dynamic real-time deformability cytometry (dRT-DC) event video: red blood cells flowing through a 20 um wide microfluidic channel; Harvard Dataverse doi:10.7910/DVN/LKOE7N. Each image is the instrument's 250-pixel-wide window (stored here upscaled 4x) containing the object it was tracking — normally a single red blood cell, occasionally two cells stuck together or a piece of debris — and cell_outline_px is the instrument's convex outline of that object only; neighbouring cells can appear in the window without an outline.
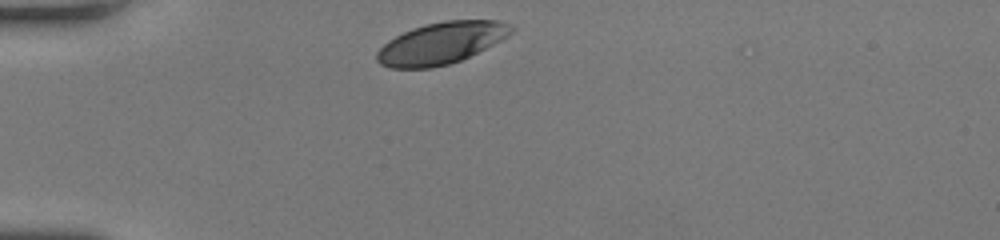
{"species": "human", "species_latin": "Homo sapiens", "temperature_condition": "room temperature", "stored_images_in_passage": 28, "camera_frame_rate_fps": 3000, "um_per_image_px": 0.085, "donor": {"sex": "female"}, "frame": {"image": 1, "passage_image": 1, "time_ms": 0.0, "image_size_px": [1000, 240], "cell_outline_px": [[516, 28], [508, 36], [460, 60], [448, 64], [432, 68], [388, 68], [380, 64], [376, 60], [376, 52], [388, 40], [412, 28], [424, 24], [444, 20], [496, 20], [512, 24]], "centroid_in_image_um": [37.48, 3.65], "position_along_channel_um": 47.5, "area_um2": 32.6}}
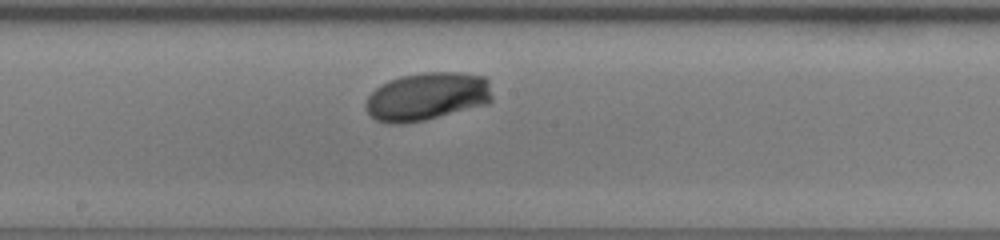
{"frame": {"image": 2, "passage_image": 15, "time_ms": 4.667, "image_size_px": [1000, 240], "cell_outline_px": [[492, 100], [488, 104], [424, 120], [404, 124], [388, 124], [376, 120], [364, 108], [364, 104], [368, 96], [380, 84], [388, 80], [400, 76], [420, 72], [464, 72], [488, 76], [492, 96]], "centroid_in_image_um": [36.31, 8.18], "position_along_channel_um": 211.9, "area_um2": 36.07}}
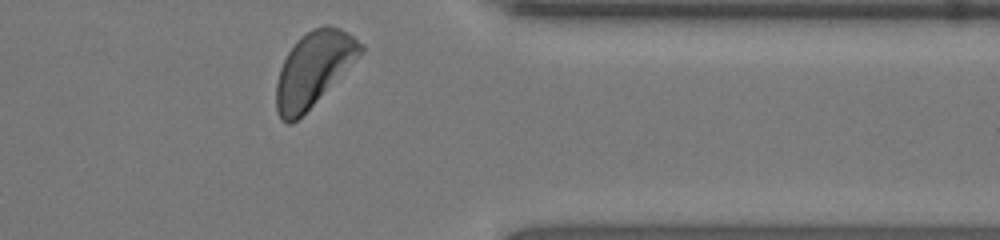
{"frame": {"image": 3, "passage_image": 28, "time_ms": 9.0, "image_size_px": [1000, 240], "cell_outline_px": [[364, 52], [292, 124], [288, 124], [280, 120], [276, 112], [276, 84], [280, 68], [288, 52], [296, 40], [300, 36], [312, 28], [324, 24], [328, 24], [340, 28], [364, 44]], "centroid_in_image_um": [26.63, 5.83], "position_along_channel_um": 384.8, "area_um2": 36.13}, "authors_computed_cell_mechanics": {"area_um2": 34.7378, "velocity_mm_per_s": 4.1594, "shape_relaxation_time_tau1_ms": 2.1573, "shape_relaxation_time_tau2_ms": null, "deformation_change_tau1": 0.1371, "deformation_change_tau2": null}}